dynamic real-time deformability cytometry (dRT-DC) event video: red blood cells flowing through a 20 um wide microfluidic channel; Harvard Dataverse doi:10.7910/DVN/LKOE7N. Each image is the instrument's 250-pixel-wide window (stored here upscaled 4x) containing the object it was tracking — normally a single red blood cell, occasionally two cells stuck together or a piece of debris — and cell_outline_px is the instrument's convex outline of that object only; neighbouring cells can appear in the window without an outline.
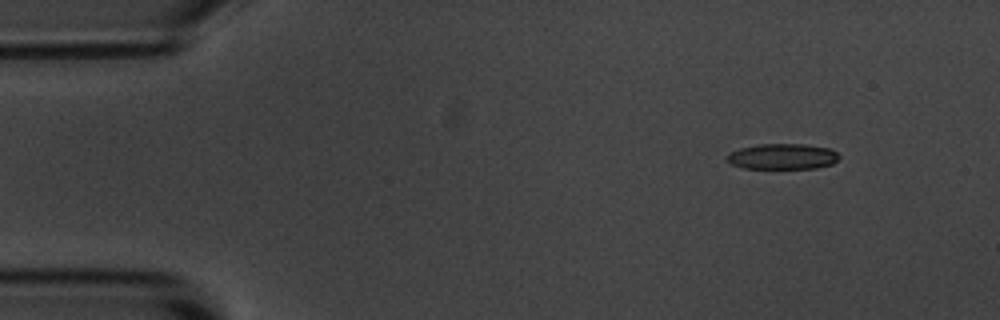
{"species": "common noctule bat (a hibernating species)", "species_latin": "Nyctalus noctula", "temperature_condition": "room temperature", "stored_images_in_passage": 6, "segment_of_instrument_passage": [2, 2], "camera_frame_rate_fps": 3000, "um_per_image_px": 0.085, "animal": {"sex": "male", "body_mass_g": 20.1, "forearm_length_mm": 53.5}, "frame": {"image": 1, "passage_image": 6, "time_ms": 6.0, "image_size_px": [1000, 320], "cell_outline_px": [[840, 156], [832, 164], [816, 168], [744, 168], [732, 164], [728, 160], [728, 152], [740, 148], [756, 144], [804, 144], [828, 148], [836, 152]], "centroid_in_image_um": [66.51, 13.29], "position_along_channel_um": 18.5, "area_um2": 16.65}}